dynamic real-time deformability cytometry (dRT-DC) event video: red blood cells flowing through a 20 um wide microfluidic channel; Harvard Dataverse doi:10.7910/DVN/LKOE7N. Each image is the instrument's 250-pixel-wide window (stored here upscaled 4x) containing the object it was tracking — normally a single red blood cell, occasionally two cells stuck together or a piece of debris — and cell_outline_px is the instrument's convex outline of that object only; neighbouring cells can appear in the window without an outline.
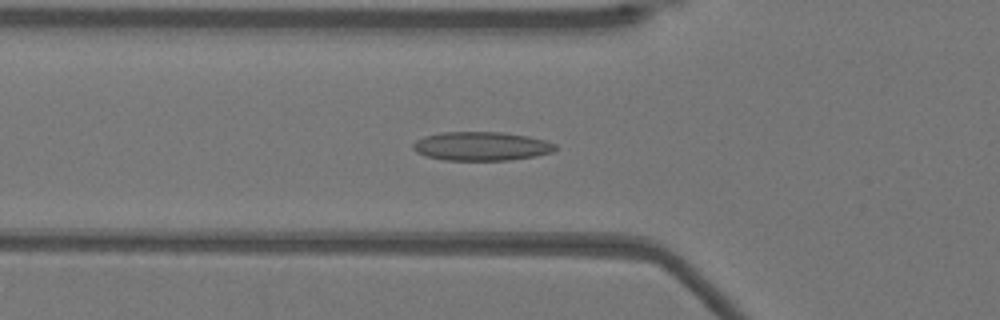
{"species": "Egyptian fruit bat (a non-hibernating species)", "species_latin": "Rousettus aegyptiacus", "temperature_condition": "warm", "stored_images_in_passage": 52, "camera_frame_rate_fps": 3000, "um_per_image_px": 0.085, "animal": {"sex": "female"}, "frame": {"image": 1, "passage_image": 18, "time_ms": 5.667, "image_size_px": [1000, 320], "cell_outline_px": [[556, 148], [552, 152], [536, 156], [508, 160], [444, 160], [428, 156], [416, 152], [412, 148], [412, 144], [416, 140], [424, 136], [444, 132], [504, 132], [528, 136], [544, 140], [556, 144]], "centroid_in_image_um": [40.91, 12.42], "position_along_channel_um": 84.9, "area_um2": 23.87}}
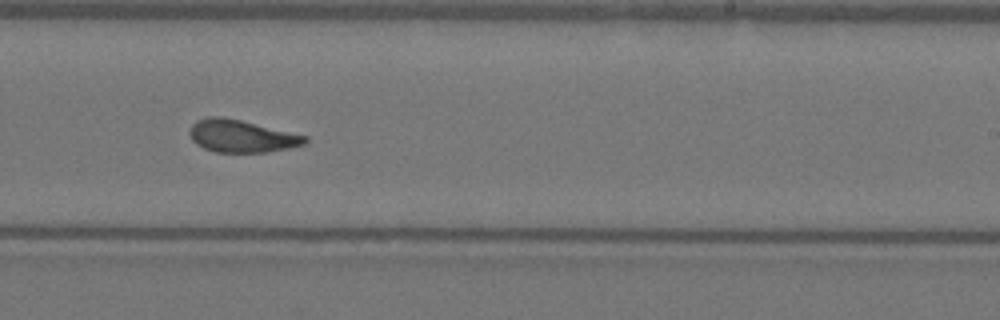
{"frame": {"image": 2, "passage_image": 32, "time_ms": 10.333, "image_size_px": [1000, 320], "cell_outline_px": [[308, 140], [304, 144], [288, 148], [268, 152], [216, 152], [204, 148], [196, 144], [192, 140], [188, 132], [192, 124], [196, 120], [208, 116], [220, 116], [240, 120], [308, 136]], "centroid_in_image_um": [20.5, 11.56], "position_along_channel_um": 268.5, "area_um2": 21.79}}
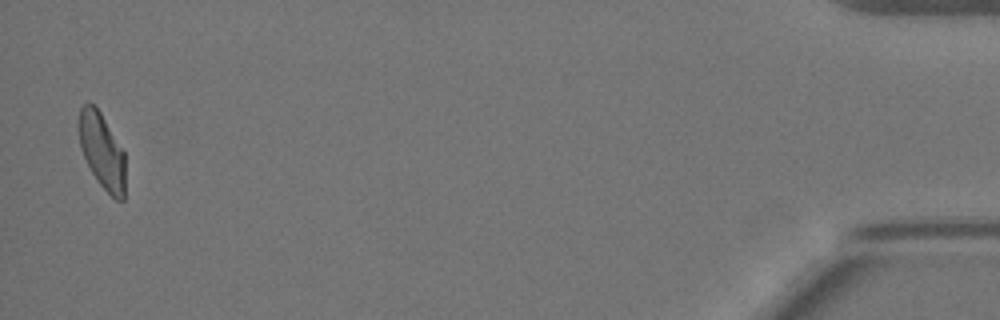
{"frame": {"image": 3, "passage_image": 51, "time_ms": 16.667, "image_size_px": [1000, 320], "cell_outline_px": [[124, 200], [116, 200], [100, 184], [92, 172], [80, 148], [80, 108], [88, 100], [100, 112], [124, 152]], "centroid_in_image_um": [8.67, 12.83], "position_along_channel_um": 426.5, "area_um2": 19.83}, "authors_computed_cell_mechanics": {"area_um2": 22.2819, "velocity_mm_per_s": 3.9252, "shape_relaxation_time_tau1_ms": null, "shape_relaxation_time_tau2_ms": 1.8801, "deformation_change_tau1": null, "deformation_change_tau2": 0.0732}}